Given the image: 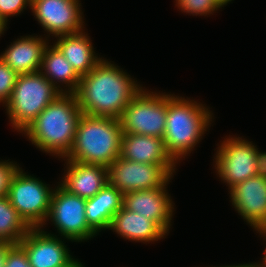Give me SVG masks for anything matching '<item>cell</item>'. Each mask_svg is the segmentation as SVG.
<instances>
[{
	"label": "cell",
	"mask_w": 266,
	"mask_h": 267,
	"mask_svg": "<svg viewBox=\"0 0 266 267\" xmlns=\"http://www.w3.org/2000/svg\"><path fill=\"white\" fill-rule=\"evenodd\" d=\"M142 90L127 72L102 59L80 79L74 93L82 113L119 119L129 102Z\"/></svg>",
	"instance_id": "cell-1"
},
{
	"label": "cell",
	"mask_w": 266,
	"mask_h": 267,
	"mask_svg": "<svg viewBox=\"0 0 266 267\" xmlns=\"http://www.w3.org/2000/svg\"><path fill=\"white\" fill-rule=\"evenodd\" d=\"M82 115L75 94H60L22 132L39 150L65 158Z\"/></svg>",
	"instance_id": "cell-2"
},
{
	"label": "cell",
	"mask_w": 266,
	"mask_h": 267,
	"mask_svg": "<svg viewBox=\"0 0 266 267\" xmlns=\"http://www.w3.org/2000/svg\"><path fill=\"white\" fill-rule=\"evenodd\" d=\"M212 119L213 113L208 106L190 98L167 93L163 141L168 154L177 164L198 145L211 126Z\"/></svg>",
	"instance_id": "cell-3"
},
{
	"label": "cell",
	"mask_w": 266,
	"mask_h": 267,
	"mask_svg": "<svg viewBox=\"0 0 266 267\" xmlns=\"http://www.w3.org/2000/svg\"><path fill=\"white\" fill-rule=\"evenodd\" d=\"M122 136L119 119L82 113L65 159L108 167L121 154Z\"/></svg>",
	"instance_id": "cell-4"
},
{
	"label": "cell",
	"mask_w": 266,
	"mask_h": 267,
	"mask_svg": "<svg viewBox=\"0 0 266 267\" xmlns=\"http://www.w3.org/2000/svg\"><path fill=\"white\" fill-rule=\"evenodd\" d=\"M60 94L40 71L18 75L5 105L11 126L22 133Z\"/></svg>",
	"instance_id": "cell-5"
},
{
	"label": "cell",
	"mask_w": 266,
	"mask_h": 267,
	"mask_svg": "<svg viewBox=\"0 0 266 267\" xmlns=\"http://www.w3.org/2000/svg\"><path fill=\"white\" fill-rule=\"evenodd\" d=\"M220 142L213 159L214 169L228 190L266 169V152H260L252 141L227 136Z\"/></svg>",
	"instance_id": "cell-6"
},
{
	"label": "cell",
	"mask_w": 266,
	"mask_h": 267,
	"mask_svg": "<svg viewBox=\"0 0 266 267\" xmlns=\"http://www.w3.org/2000/svg\"><path fill=\"white\" fill-rule=\"evenodd\" d=\"M22 167L13 174L7 197L19 216L30 228H43L46 223L54 189Z\"/></svg>",
	"instance_id": "cell-7"
},
{
	"label": "cell",
	"mask_w": 266,
	"mask_h": 267,
	"mask_svg": "<svg viewBox=\"0 0 266 267\" xmlns=\"http://www.w3.org/2000/svg\"><path fill=\"white\" fill-rule=\"evenodd\" d=\"M167 117V94L142 90L119 118L123 133L163 138Z\"/></svg>",
	"instance_id": "cell-8"
},
{
	"label": "cell",
	"mask_w": 266,
	"mask_h": 267,
	"mask_svg": "<svg viewBox=\"0 0 266 267\" xmlns=\"http://www.w3.org/2000/svg\"><path fill=\"white\" fill-rule=\"evenodd\" d=\"M86 199L65 190L60 184L55 186L49 214L46 220L54 224L57 236L72 242L91 240L96 232L89 226L85 214Z\"/></svg>",
	"instance_id": "cell-9"
},
{
	"label": "cell",
	"mask_w": 266,
	"mask_h": 267,
	"mask_svg": "<svg viewBox=\"0 0 266 267\" xmlns=\"http://www.w3.org/2000/svg\"><path fill=\"white\" fill-rule=\"evenodd\" d=\"M177 164H148L121 158L108 166L109 184L120 192L165 187L173 178Z\"/></svg>",
	"instance_id": "cell-10"
},
{
	"label": "cell",
	"mask_w": 266,
	"mask_h": 267,
	"mask_svg": "<svg viewBox=\"0 0 266 267\" xmlns=\"http://www.w3.org/2000/svg\"><path fill=\"white\" fill-rule=\"evenodd\" d=\"M79 0H32V13L47 33V38L74 34L84 28ZM83 16V17H82Z\"/></svg>",
	"instance_id": "cell-11"
},
{
	"label": "cell",
	"mask_w": 266,
	"mask_h": 267,
	"mask_svg": "<svg viewBox=\"0 0 266 267\" xmlns=\"http://www.w3.org/2000/svg\"><path fill=\"white\" fill-rule=\"evenodd\" d=\"M65 239L39 227L30 228L18 244L24 249L31 267H68L76 259L65 245Z\"/></svg>",
	"instance_id": "cell-12"
},
{
	"label": "cell",
	"mask_w": 266,
	"mask_h": 267,
	"mask_svg": "<svg viewBox=\"0 0 266 267\" xmlns=\"http://www.w3.org/2000/svg\"><path fill=\"white\" fill-rule=\"evenodd\" d=\"M235 210L257 233L266 225V169L229 190Z\"/></svg>",
	"instance_id": "cell-13"
},
{
	"label": "cell",
	"mask_w": 266,
	"mask_h": 267,
	"mask_svg": "<svg viewBox=\"0 0 266 267\" xmlns=\"http://www.w3.org/2000/svg\"><path fill=\"white\" fill-rule=\"evenodd\" d=\"M123 207L155 221L168 235L175 208L167 185L124 193Z\"/></svg>",
	"instance_id": "cell-14"
},
{
	"label": "cell",
	"mask_w": 266,
	"mask_h": 267,
	"mask_svg": "<svg viewBox=\"0 0 266 267\" xmlns=\"http://www.w3.org/2000/svg\"><path fill=\"white\" fill-rule=\"evenodd\" d=\"M66 160L64 175L58 182L65 190L83 199L94 197L108 183V167Z\"/></svg>",
	"instance_id": "cell-15"
},
{
	"label": "cell",
	"mask_w": 266,
	"mask_h": 267,
	"mask_svg": "<svg viewBox=\"0 0 266 267\" xmlns=\"http://www.w3.org/2000/svg\"><path fill=\"white\" fill-rule=\"evenodd\" d=\"M45 38V39H43ZM21 36L15 39L0 58L8 64L18 75L39 72L45 48L48 45L47 36Z\"/></svg>",
	"instance_id": "cell-16"
},
{
	"label": "cell",
	"mask_w": 266,
	"mask_h": 267,
	"mask_svg": "<svg viewBox=\"0 0 266 267\" xmlns=\"http://www.w3.org/2000/svg\"><path fill=\"white\" fill-rule=\"evenodd\" d=\"M108 230L129 241L155 242L167 236L166 232L153 220L137 215L123 206L115 213Z\"/></svg>",
	"instance_id": "cell-17"
},
{
	"label": "cell",
	"mask_w": 266,
	"mask_h": 267,
	"mask_svg": "<svg viewBox=\"0 0 266 267\" xmlns=\"http://www.w3.org/2000/svg\"><path fill=\"white\" fill-rule=\"evenodd\" d=\"M120 157L148 164H177L168 154L163 138L123 133Z\"/></svg>",
	"instance_id": "cell-18"
},
{
	"label": "cell",
	"mask_w": 266,
	"mask_h": 267,
	"mask_svg": "<svg viewBox=\"0 0 266 267\" xmlns=\"http://www.w3.org/2000/svg\"><path fill=\"white\" fill-rule=\"evenodd\" d=\"M84 31L55 37L57 41L53 43L80 77L103 59L95 54L91 38Z\"/></svg>",
	"instance_id": "cell-19"
},
{
	"label": "cell",
	"mask_w": 266,
	"mask_h": 267,
	"mask_svg": "<svg viewBox=\"0 0 266 267\" xmlns=\"http://www.w3.org/2000/svg\"><path fill=\"white\" fill-rule=\"evenodd\" d=\"M123 206V193L109 183L86 200L85 214L89 226L97 233L109 229L112 218Z\"/></svg>",
	"instance_id": "cell-20"
},
{
	"label": "cell",
	"mask_w": 266,
	"mask_h": 267,
	"mask_svg": "<svg viewBox=\"0 0 266 267\" xmlns=\"http://www.w3.org/2000/svg\"><path fill=\"white\" fill-rule=\"evenodd\" d=\"M40 72L61 92L74 94L78 88L81 77L72 65L63 56L61 51L53 44L47 45L43 53ZM64 85V89L61 85Z\"/></svg>",
	"instance_id": "cell-21"
},
{
	"label": "cell",
	"mask_w": 266,
	"mask_h": 267,
	"mask_svg": "<svg viewBox=\"0 0 266 267\" xmlns=\"http://www.w3.org/2000/svg\"><path fill=\"white\" fill-rule=\"evenodd\" d=\"M30 227L19 216L7 196L0 197V241L18 244Z\"/></svg>",
	"instance_id": "cell-22"
},
{
	"label": "cell",
	"mask_w": 266,
	"mask_h": 267,
	"mask_svg": "<svg viewBox=\"0 0 266 267\" xmlns=\"http://www.w3.org/2000/svg\"><path fill=\"white\" fill-rule=\"evenodd\" d=\"M181 12L189 15L206 16L224 7L218 0H175Z\"/></svg>",
	"instance_id": "cell-23"
},
{
	"label": "cell",
	"mask_w": 266,
	"mask_h": 267,
	"mask_svg": "<svg viewBox=\"0 0 266 267\" xmlns=\"http://www.w3.org/2000/svg\"><path fill=\"white\" fill-rule=\"evenodd\" d=\"M18 74L0 58V103L3 107L9 101Z\"/></svg>",
	"instance_id": "cell-24"
},
{
	"label": "cell",
	"mask_w": 266,
	"mask_h": 267,
	"mask_svg": "<svg viewBox=\"0 0 266 267\" xmlns=\"http://www.w3.org/2000/svg\"><path fill=\"white\" fill-rule=\"evenodd\" d=\"M32 0H0V18L6 23L11 16H19L27 6L31 9Z\"/></svg>",
	"instance_id": "cell-25"
},
{
	"label": "cell",
	"mask_w": 266,
	"mask_h": 267,
	"mask_svg": "<svg viewBox=\"0 0 266 267\" xmlns=\"http://www.w3.org/2000/svg\"><path fill=\"white\" fill-rule=\"evenodd\" d=\"M8 161L9 159L0 160V197L7 196L11 178L19 168L15 161Z\"/></svg>",
	"instance_id": "cell-26"
},
{
	"label": "cell",
	"mask_w": 266,
	"mask_h": 267,
	"mask_svg": "<svg viewBox=\"0 0 266 267\" xmlns=\"http://www.w3.org/2000/svg\"><path fill=\"white\" fill-rule=\"evenodd\" d=\"M5 267H31L24 249L19 244L9 250Z\"/></svg>",
	"instance_id": "cell-27"
},
{
	"label": "cell",
	"mask_w": 266,
	"mask_h": 267,
	"mask_svg": "<svg viewBox=\"0 0 266 267\" xmlns=\"http://www.w3.org/2000/svg\"><path fill=\"white\" fill-rule=\"evenodd\" d=\"M14 245L9 241H0V267H5L8 252Z\"/></svg>",
	"instance_id": "cell-28"
},
{
	"label": "cell",
	"mask_w": 266,
	"mask_h": 267,
	"mask_svg": "<svg viewBox=\"0 0 266 267\" xmlns=\"http://www.w3.org/2000/svg\"><path fill=\"white\" fill-rule=\"evenodd\" d=\"M259 235H261L262 237H264L265 240H266V234L265 233H260L259 232ZM261 260H260V263H259V261L257 262L258 267H266V249L264 250V255H263V258Z\"/></svg>",
	"instance_id": "cell-29"
},
{
	"label": "cell",
	"mask_w": 266,
	"mask_h": 267,
	"mask_svg": "<svg viewBox=\"0 0 266 267\" xmlns=\"http://www.w3.org/2000/svg\"><path fill=\"white\" fill-rule=\"evenodd\" d=\"M220 267H258V264L256 262L255 263L252 262V263L238 264V265H227V266L225 265V266H220Z\"/></svg>",
	"instance_id": "cell-30"
},
{
	"label": "cell",
	"mask_w": 266,
	"mask_h": 267,
	"mask_svg": "<svg viewBox=\"0 0 266 267\" xmlns=\"http://www.w3.org/2000/svg\"><path fill=\"white\" fill-rule=\"evenodd\" d=\"M7 24L0 18V37L4 34V31H6Z\"/></svg>",
	"instance_id": "cell-31"
},
{
	"label": "cell",
	"mask_w": 266,
	"mask_h": 267,
	"mask_svg": "<svg viewBox=\"0 0 266 267\" xmlns=\"http://www.w3.org/2000/svg\"><path fill=\"white\" fill-rule=\"evenodd\" d=\"M68 267H85L84 264H82L81 262L78 261V259H76L73 263H71Z\"/></svg>",
	"instance_id": "cell-32"
},
{
	"label": "cell",
	"mask_w": 266,
	"mask_h": 267,
	"mask_svg": "<svg viewBox=\"0 0 266 267\" xmlns=\"http://www.w3.org/2000/svg\"><path fill=\"white\" fill-rule=\"evenodd\" d=\"M223 6L227 5L230 3L232 0H218Z\"/></svg>",
	"instance_id": "cell-33"
},
{
	"label": "cell",
	"mask_w": 266,
	"mask_h": 267,
	"mask_svg": "<svg viewBox=\"0 0 266 267\" xmlns=\"http://www.w3.org/2000/svg\"><path fill=\"white\" fill-rule=\"evenodd\" d=\"M260 233H265L266 234V225L259 231Z\"/></svg>",
	"instance_id": "cell-34"
}]
</instances>
